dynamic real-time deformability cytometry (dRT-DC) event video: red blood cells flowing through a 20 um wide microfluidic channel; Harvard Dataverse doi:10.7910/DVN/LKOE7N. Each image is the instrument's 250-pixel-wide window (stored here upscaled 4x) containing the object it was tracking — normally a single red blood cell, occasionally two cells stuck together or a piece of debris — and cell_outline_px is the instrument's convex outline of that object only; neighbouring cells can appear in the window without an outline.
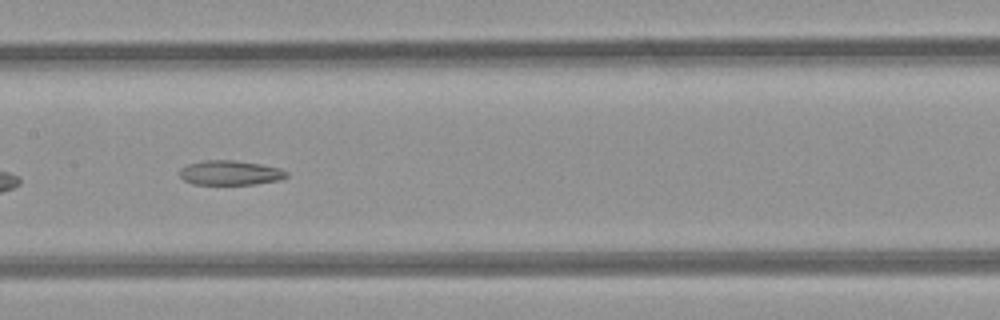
{"species": "common noctule bat (a hibernating species)", "species_latin": "Nyctalus noctula", "temperature_condition": "room temperature", "stored_images_in_passage": 34, "camera_frame_rate_fps": 3000, "um_per_image_px": 0.085, "animal": {"sex": "female", "body_mass_g": 21.9}, "frame": {"image": 1, "passage_image": 10, "time_ms": 3.0, "image_size_px": [1000, 320], "cell_outline_px": [[288, 176], [280, 180], [256, 184], [192, 184], [184, 180], [180, 176], [180, 168], [188, 164], [204, 160], [232, 160], [260, 164], [280, 168], [288, 172]], "centroid_in_image_um": [19.57, 14.69], "position_along_channel_um": 187.8, "area_um2": 15.32}, "authors_computed_cell_mechanics": {"area_um2": 17.1666, "velocity_mm_per_s": 4.2588, "shape_relaxation_time_tau1_ms": null, "shape_relaxation_time_tau2_ms": 6.8054, "deformation_change_tau1": null, "deformation_change_tau2": 0.146}}